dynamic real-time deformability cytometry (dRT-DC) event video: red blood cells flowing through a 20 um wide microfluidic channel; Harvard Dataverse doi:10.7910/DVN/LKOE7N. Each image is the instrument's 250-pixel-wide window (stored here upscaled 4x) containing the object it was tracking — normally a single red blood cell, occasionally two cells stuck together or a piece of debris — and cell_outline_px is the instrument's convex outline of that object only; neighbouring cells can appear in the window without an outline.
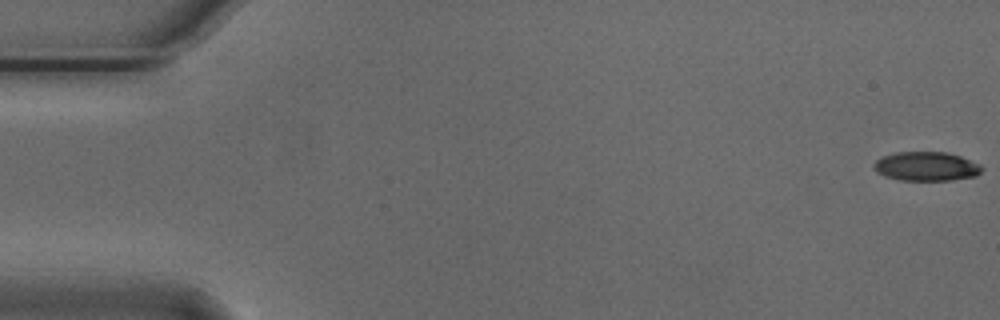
{"species": "Egyptian fruit bat (a non-hibernating species)", "species_latin": "Rousettus aegyptiacus", "temperature_condition": "cold", "stored_images_in_passage": 55, "camera_frame_rate_fps": 3000, "um_per_image_px": 0.085, "animal": {"sex": "male"}, "frame": {"image": 1, "passage_image": 1, "time_ms": 0.0, "image_size_px": [1000, 320], "cell_outline_px": [[984, 168], [976, 176], [952, 180], [900, 180], [884, 176], [876, 172], [872, 164], [876, 160], [884, 156], [896, 152], [948, 152], [960, 156], [980, 164]], "centroid_in_image_um": [78.73, 14.14], "position_along_channel_um": 6.3, "area_um2": 18.38}}
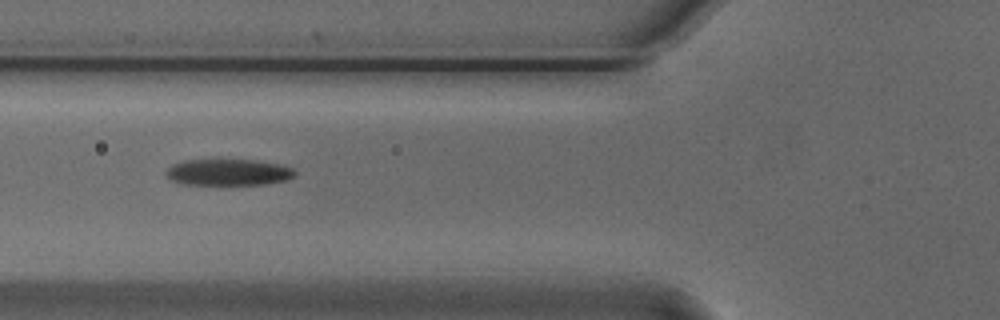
{"frame": {"image": 2, "passage_image": 21, "time_ms": 6.667, "image_size_px": [1000, 320], "cell_outline_px": [[296, 176], [288, 180], [264, 184], [180, 184], [168, 180], [164, 176], [164, 172], [172, 164], [184, 160], [260, 160], [280, 164], [292, 168], [296, 172]], "centroid_in_image_um": [19.38, 14.64], "position_along_channel_um": 106.4, "area_um2": 20.11}}
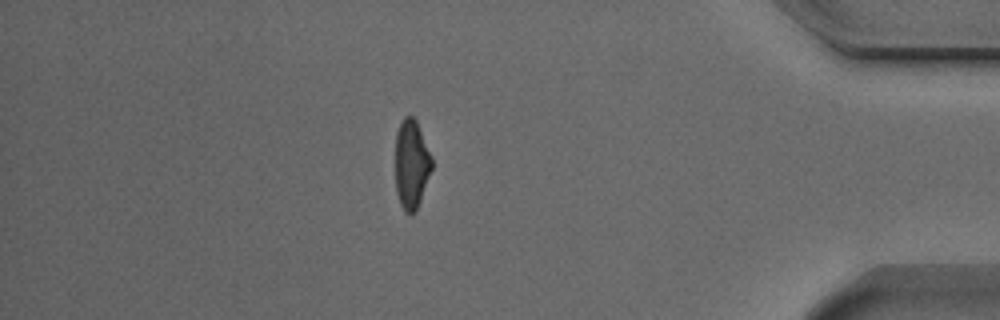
{"frame": {"image": 3, "passage_image": 48, "time_ms": 15.667, "image_size_px": [1000, 320], "cell_outline_px": [[432, 168], [416, 212], [404, 212], [400, 204], [396, 192], [396, 132], [404, 116], [412, 116], [416, 120], [432, 156]], "centroid_in_image_um": [34.97, 13.96], "position_along_channel_um": 400.2, "area_um2": 18.84}, "authors_computed_cell_mechanics": {"area_um2": 19.9988, "velocity_mm_per_s": 3.7352, "shape_relaxation_time_tau1_ms": 3.6526, "shape_relaxation_time_tau2_ms": 3.3437, "deformation_change_tau1": 0.1533, "deformation_change_tau2": 0.11}}